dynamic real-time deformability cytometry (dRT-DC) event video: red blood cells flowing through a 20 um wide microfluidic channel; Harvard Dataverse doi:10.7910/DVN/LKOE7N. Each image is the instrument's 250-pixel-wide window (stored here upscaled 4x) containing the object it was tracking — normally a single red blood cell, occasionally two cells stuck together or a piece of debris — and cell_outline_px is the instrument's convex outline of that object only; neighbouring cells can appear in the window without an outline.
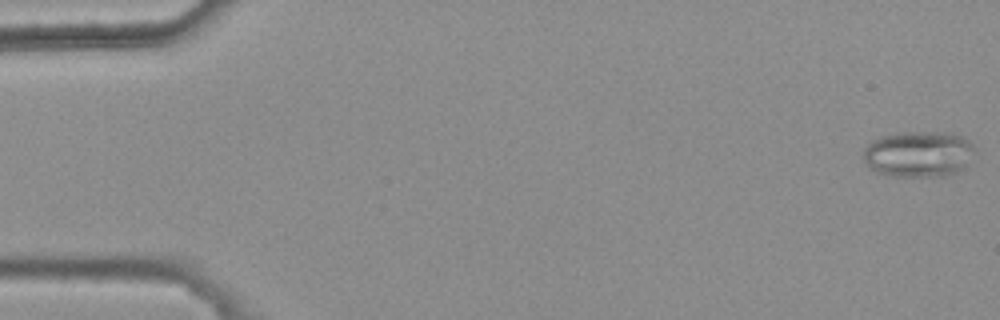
{"species": "common noctule bat (a hibernating species)", "species_latin": "Nyctalus noctula", "temperature_condition": "warm", "stored_images_in_passage": 5, "camera_frame_rate_fps": 3000, "um_per_image_px": 0.085, "animal": {"sex": "female", "body_mass_g": 25.1}, "frame": {"image": 1, "passage_image": 1, "time_ms": 0.0, "image_size_px": [1000, 320], "cell_outline_px": [[976, 152], [968, 168], [960, 172], [944, 176], [892, 176], [868, 168], [864, 160], [864, 148], [872, 140], [880, 136], [896, 132], [952, 132], [964, 136], [976, 148]], "centroid_in_image_um": [78.16, 13.08], "position_along_channel_um": 6.8, "area_um2": 30.75}}